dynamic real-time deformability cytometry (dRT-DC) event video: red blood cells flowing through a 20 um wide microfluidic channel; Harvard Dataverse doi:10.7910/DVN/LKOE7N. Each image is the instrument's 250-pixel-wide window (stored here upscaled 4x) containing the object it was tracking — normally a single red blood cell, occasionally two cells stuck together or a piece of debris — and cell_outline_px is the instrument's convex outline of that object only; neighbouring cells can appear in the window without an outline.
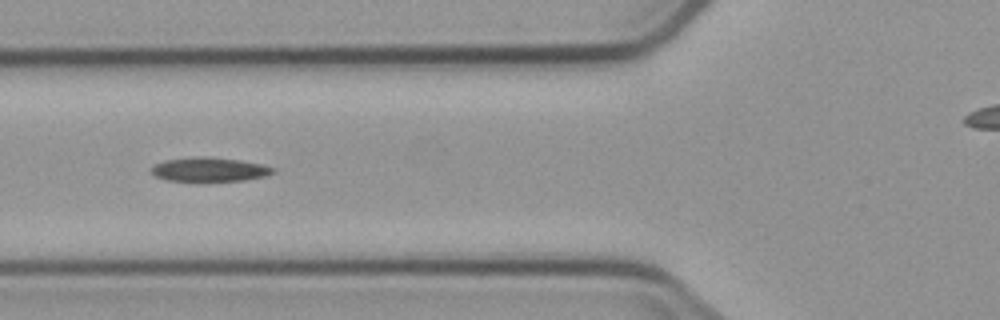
{"species": "common noctule bat (a hibernating species)", "species_latin": "Nyctalus noctula", "temperature_condition": "cold", "stored_images_in_passage": 8, "segment_of_instrument_passage": [1, 2], "camera_frame_rate_fps": 3000, "um_per_image_px": 0.085, "animal": {"sex": "male", "body_mass_g": 23.1, "forearm_length_mm": 52.7}, "frame": {"image": 1, "passage_image": 5, "time_ms": 5.333, "image_size_px": [1000, 320], "cell_outline_px": [[276, 172], [264, 176], [244, 180], [168, 180], [156, 176], [152, 172], [152, 168], [156, 164], [164, 160], [236, 160], [260, 164], [276, 168]], "centroid_in_image_um": [17.88, 14.46], "position_along_channel_um": 107.9, "area_um2": 15.43}}
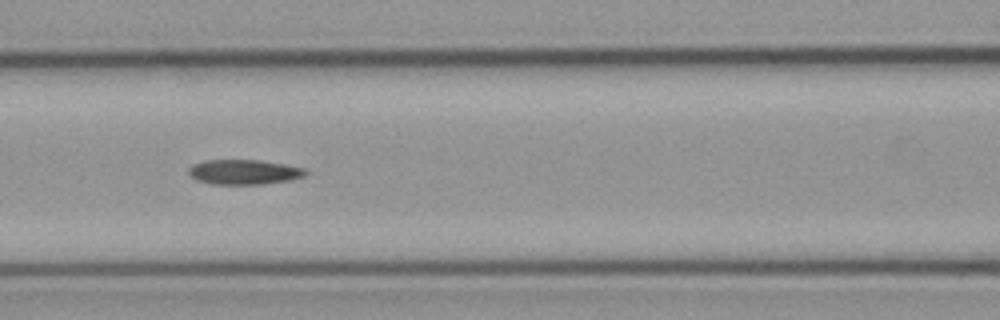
{"frame": {"image": 2, "passage_image": 6, "time_ms": 6.333, "image_size_px": [1000, 320], "cell_outline_px": [[308, 172], [304, 176], [288, 180], [264, 184], [212, 184], [196, 180], [188, 172], [188, 168], [204, 160], [256, 160], [284, 164], [304, 168]], "centroid_in_image_um": [20.74, 14.62], "position_along_channel_um": 145.9, "area_um2": 16.76}}
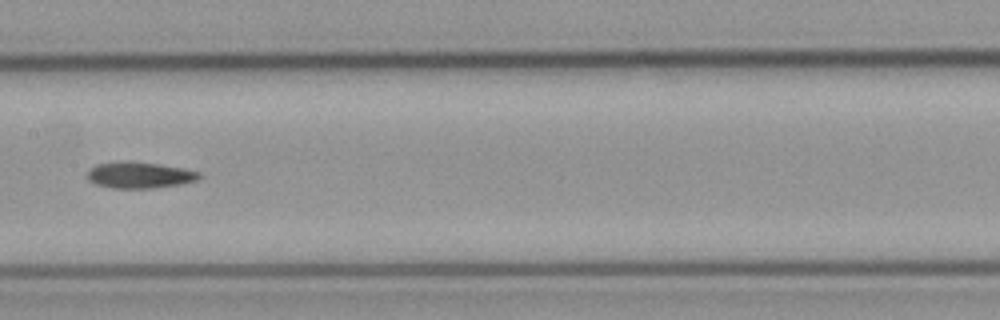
{"frame": {"image": 3, "passage_image": 7, "time_ms": 7.667, "image_size_px": [1000, 320], "cell_outline_px": [[204, 176], [196, 180], [184, 184], [148, 188], [112, 188], [96, 184], [88, 180], [88, 168], [96, 164], [124, 160], [128, 160], [160, 164], [184, 168], [200, 172]], "centroid_in_image_um": [11.87, 14.86], "position_along_channel_um": 195.5, "area_um2": 17.46}}